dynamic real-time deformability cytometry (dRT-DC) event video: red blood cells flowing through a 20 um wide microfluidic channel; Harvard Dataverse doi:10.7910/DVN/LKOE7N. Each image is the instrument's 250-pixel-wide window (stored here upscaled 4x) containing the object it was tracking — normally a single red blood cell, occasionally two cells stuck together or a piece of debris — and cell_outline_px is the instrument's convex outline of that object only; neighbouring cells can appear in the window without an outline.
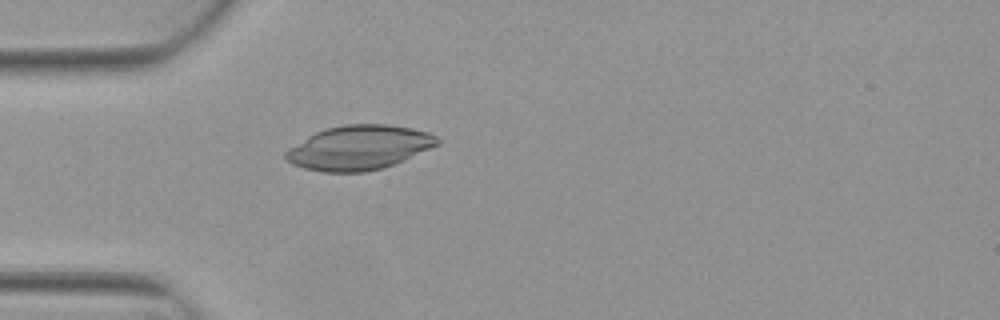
{"species": "Egyptian fruit bat (a non-hibernating species)", "species_latin": "Rousettus aegyptiacus", "temperature_condition": "warm", "stored_images_in_passage": 3, "camera_frame_rate_fps": 3000, "um_per_image_px": 0.085, "animal": {"sex": "female"}, "frame": {"image": 1, "passage_image": 3, "time_ms": 0.667, "image_size_px": [1000, 320], "cell_outline_px": [[440, 144], [384, 168], [364, 172], [324, 172], [304, 168], [292, 164], [284, 160], [284, 152], [288, 148], [308, 136], [316, 132], [328, 128], [344, 124], [388, 124], [412, 128], [428, 132], [436, 136], [440, 140]], "centroid_in_image_um": [30.5, 12.55], "position_along_channel_um": 54.5, "area_um2": 39.25}}